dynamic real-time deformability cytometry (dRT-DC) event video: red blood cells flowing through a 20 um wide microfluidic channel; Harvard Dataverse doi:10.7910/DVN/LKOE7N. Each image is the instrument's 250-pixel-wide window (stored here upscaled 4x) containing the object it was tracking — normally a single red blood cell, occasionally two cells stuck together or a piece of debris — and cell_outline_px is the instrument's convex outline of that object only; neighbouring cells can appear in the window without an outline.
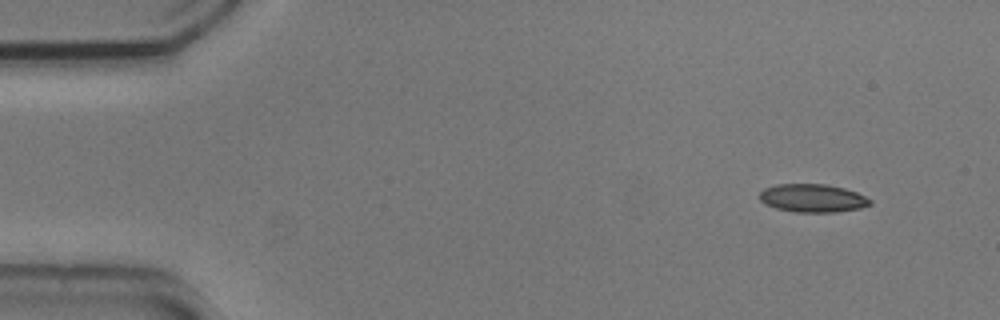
{"species": "common noctule bat (a hibernating species)", "species_latin": "Nyctalus noctula", "temperature_condition": "cold", "stored_images_in_passage": 4, "camera_frame_rate_fps": 3000, "um_per_image_px": 0.085, "animal": {"sex": "male", "body_mass_g": 20.5, "forearm_length_mm": 52.5}, "frame": {"image": 1, "passage_image": 1, "time_ms": 0.0, "image_size_px": [1000, 320], "cell_outline_px": [[872, 204], [860, 208], [836, 212], [792, 212], [776, 208], [764, 204], [760, 200], [760, 192], [764, 188], [776, 184], [828, 184], [844, 188], [856, 192], [872, 200]], "centroid_in_image_um": [69.06, 16.84], "position_along_channel_um": 15.9, "area_um2": 18.26}}
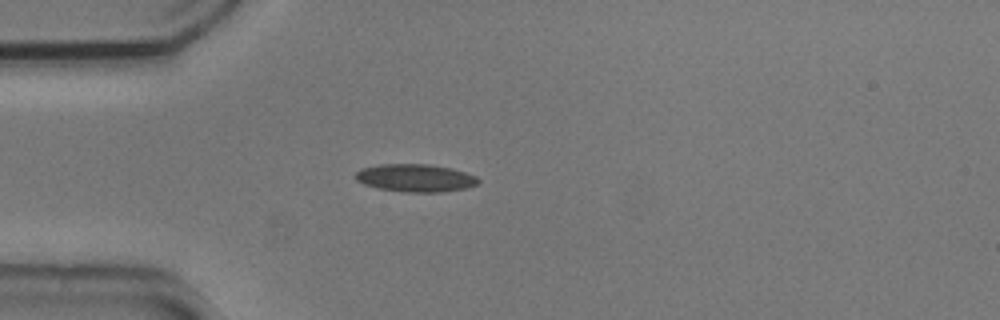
{"frame": {"image": 2, "passage_image": 3, "time_ms": 0.667, "image_size_px": [1000, 320], "cell_outline_px": [[480, 180], [476, 184], [464, 188], [444, 192], [404, 192], [376, 188], [364, 184], [356, 180], [356, 172], [360, 168], [380, 164], [428, 164], [452, 168], [476, 176]], "centroid_in_image_um": [35.28, 15.12], "position_along_channel_um": 49.7, "area_um2": 19.88}}